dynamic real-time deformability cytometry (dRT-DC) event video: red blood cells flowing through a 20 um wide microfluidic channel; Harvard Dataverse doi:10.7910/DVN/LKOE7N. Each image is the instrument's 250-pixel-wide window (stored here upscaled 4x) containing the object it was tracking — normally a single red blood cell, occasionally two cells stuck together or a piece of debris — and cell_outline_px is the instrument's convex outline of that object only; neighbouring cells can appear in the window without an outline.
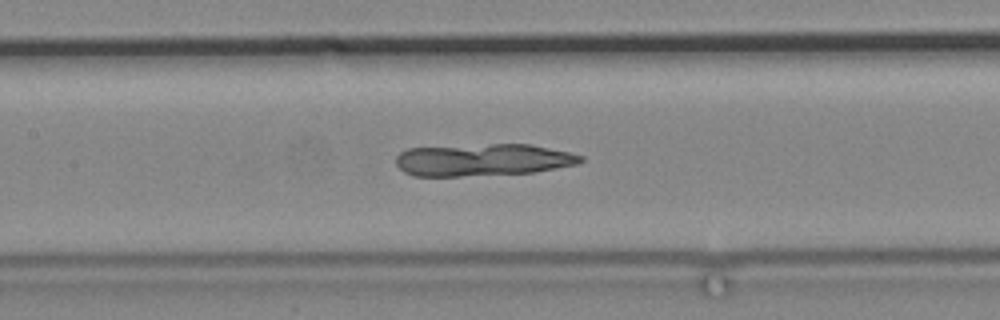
{"species": "common noctule bat (a hibernating species)", "species_latin": "Nyctalus noctula", "temperature_condition": "cold", "stored_images_in_passage": 54, "camera_frame_rate_fps": 3000, "um_per_image_px": 0.085, "animal": {"sex": "male", "body_mass_g": 19.2, "forearm_length_mm": 51.8}, "frame": {"image": 1, "passage_image": 21, "time_ms": 6.667, "image_size_px": [1000, 320], "cell_outline_px": [[584, 160], [576, 164], [556, 168], [532, 172], [460, 176], [412, 176], [404, 172], [396, 164], [396, 156], [400, 152], [408, 148], [492, 144], [528, 144], [568, 152], [584, 156]], "centroid_in_image_um": [41.0, 13.59], "position_along_channel_um": 166.4, "area_um2": 34.39}}
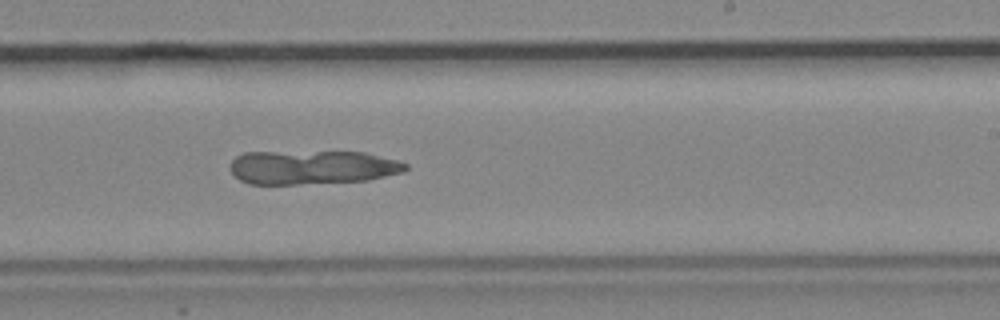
{"frame": {"image": 2, "passage_image": 30, "time_ms": 9.667, "image_size_px": [1000, 320], "cell_outline_px": [[408, 168], [404, 172], [368, 180], [296, 184], [248, 184], [240, 180], [232, 172], [232, 160], [236, 156], [244, 152], [364, 152], [400, 160], [408, 164]], "centroid_in_image_um": [26.59, 14.22], "position_along_channel_um": 262.4, "area_um2": 34.68}}